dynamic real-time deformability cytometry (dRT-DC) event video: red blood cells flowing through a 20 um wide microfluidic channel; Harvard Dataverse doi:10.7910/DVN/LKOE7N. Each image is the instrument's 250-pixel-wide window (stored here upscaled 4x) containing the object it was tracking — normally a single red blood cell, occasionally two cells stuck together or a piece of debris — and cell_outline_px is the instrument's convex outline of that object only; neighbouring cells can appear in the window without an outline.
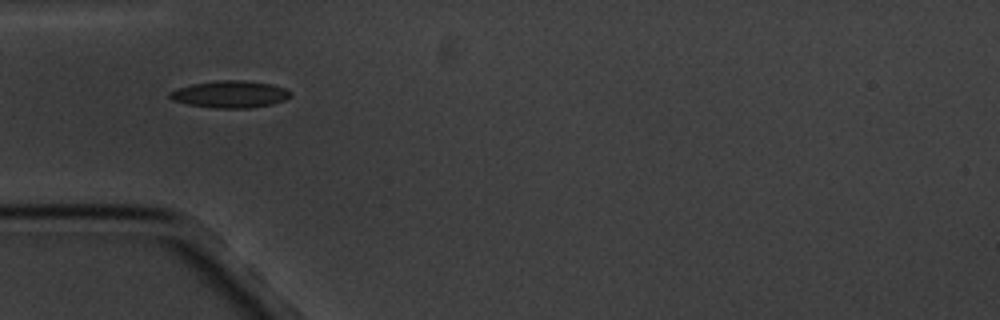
{"species": "common noctule bat (a hibernating species)", "species_latin": "Nyctalus noctula", "temperature_condition": "cold", "stored_images_in_passage": 6, "camera_frame_rate_fps": 3000, "um_per_image_px": 0.085, "animal": {"sex": "male", "body_mass_g": 20.1, "forearm_length_mm": 53.5}, "frame": {"image": 1, "passage_image": 5, "time_ms": 4.667, "image_size_px": [1000, 320], "cell_outline_px": [[292, 92], [284, 100], [272, 104], [248, 108], [216, 108], [188, 104], [172, 100], [168, 96], [168, 92], [176, 88], [192, 84], [220, 80], [244, 80], [272, 84], [284, 88]], "centroid_in_image_um": [19.52, 8.0], "position_along_channel_um": 65.5, "area_um2": 18.96}}
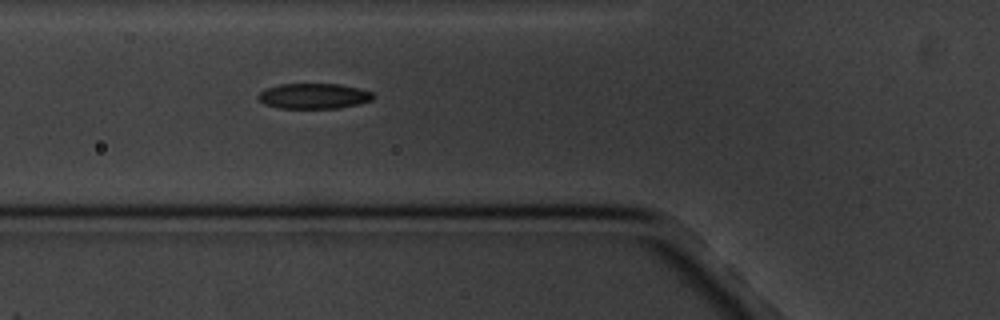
{"frame": {"image": 2, "passage_image": 6, "time_ms": 5.667, "image_size_px": [1000, 320], "cell_outline_px": [[376, 96], [372, 100], [340, 108], [280, 108], [264, 104], [256, 96], [264, 88], [280, 84], [340, 84], [372, 92]], "centroid_in_image_um": [26.64, 8.16], "position_along_channel_um": 99.2, "area_um2": 16.99}}